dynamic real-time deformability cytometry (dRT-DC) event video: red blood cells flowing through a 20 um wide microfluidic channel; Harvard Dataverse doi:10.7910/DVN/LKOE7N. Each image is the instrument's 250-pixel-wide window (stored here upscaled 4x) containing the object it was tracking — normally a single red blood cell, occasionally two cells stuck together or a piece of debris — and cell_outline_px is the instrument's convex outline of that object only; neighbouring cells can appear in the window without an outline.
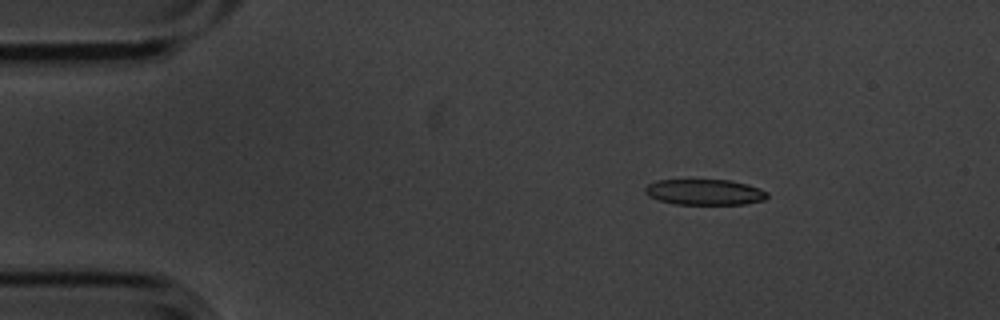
{"species": "common noctule bat (a hibernating species)", "species_latin": "Nyctalus noctula", "temperature_condition": "cold", "stored_images_in_passage": 5, "camera_frame_rate_fps": 3000, "um_per_image_px": 0.085, "animal": {"sex": "male", "body_mass_g": 20.1, "forearm_length_mm": 53.5}, "frame": {"image": 1, "passage_image": 3, "time_ms": 0.667, "image_size_px": [1000, 320], "cell_outline_px": [[768, 196], [764, 200], [744, 204], [676, 204], [660, 200], [648, 196], [644, 192], [644, 188], [648, 184], [656, 180], [732, 180], [748, 184], [760, 188], [768, 192]], "centroid_in_image_um": [59.91, 16.32], "position_along_channel_um": 25.1, "area_um2": 18.38}}